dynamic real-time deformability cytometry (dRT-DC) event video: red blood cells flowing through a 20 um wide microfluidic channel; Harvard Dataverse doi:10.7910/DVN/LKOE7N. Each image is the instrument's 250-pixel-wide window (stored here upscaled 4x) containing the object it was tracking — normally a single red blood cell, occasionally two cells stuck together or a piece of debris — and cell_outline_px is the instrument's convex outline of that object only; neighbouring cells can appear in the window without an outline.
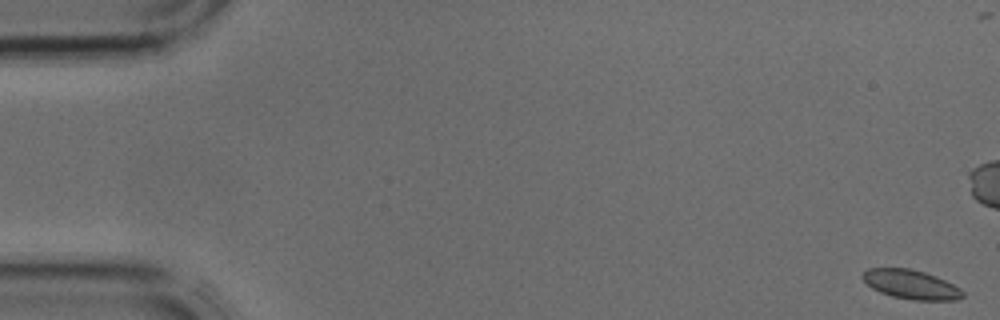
{"species": "common noctule bat (a hibernating species)", "species_latin": "Nyctalus noctula", "temperature_condition": "cold", "stored_images_in_passage": 5, "camera_frame_rate_fps": 3000, "um_per_image_px": 0.085, "animal": {"sex": "male", "body_mass_g": 17.9, "forearm_length_mm": 54.2}, "frame": {"image": 1, "passage_image": 1, "time_ms": 0.0, "image_size_px": [1000, 320], "cell_outline_px": [[964, 296], [956, 300], [912, 300], [892, 296], [880, 292], [872, 288], [864, 280], [864, 272], [868, 268], [908, 268], [924, 272], [944, 280], [960, 288], [964, 292]], "centroid_in_image_um": [77.45, 24.19], "position_along_channel_um": 7.5, "area_um2": 16.76}}